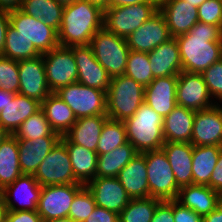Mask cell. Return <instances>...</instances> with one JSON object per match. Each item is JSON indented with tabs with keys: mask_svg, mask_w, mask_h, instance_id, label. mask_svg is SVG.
I'll use <instances>...</instances> for the list:
<instances>
[{
	"mask_svg": "<svg viewBox=\"0 0 222 222\" xmlns=\"http://www.w3.org/2000/svg\"><path fill=\"white\" fill-rule=\"evenodd\" d=\"M145 87L126 75L114 76L106 92L107 116L124 121L144 103Z\"/></svg>",
	"mask_w": 222,
	"mask_h": 222,
	"instance_id": "277c9868",
	"label": "cell"
},
{
	"mask_svg": "<svg viewBox=\"0 0 222 222\" xmlns=\"http://www.w3.org/2000/svg\"><path fill=\"white\" fill-rule=\"evenodd\" d=\"M18 61L0 55V89L18 94Z\"/></svg>",
	"mask_w": 222,
	"mask_h": 222,
	"instance_id": "b9f144b4",
	"label": "cell"
},
{
	"mask_svg": "<svg viewBox=\"0 0 222 222\" xmlns=\"http://www.w3.org/2000/svg\"><path fill=\"white\" fill-rule=\"evenodd\" d=\"M108 118L107 115L78 118L65 136L72 143L96 152L102 127Z\"/></svg>",
	"mask_w": 222,
	"mask_h": 222,
	"instance_id": "f546056e",
	"label": "cell"
},
{
	"mask_svg": "<svg viewBox=\"0 0 222 222\" xmlns=\"http://www.w3.org/2000/svg\"><path fill=\"white\" fill-rule=\"evenodd\" d=\"M177 75L157 77L145 87L144 102L163 118L176 106Z\"/></svg>",
	"mask_w": 222,
	"mask_h": 222,
	"instance_id": "44dd1931",
	"label": "cell"
},
{
	"mask_svg": "<svg viewBox=\"0 0 222 222\" xmlns=\"http://www.w3.org/2000/svg\"><path fill=\"white\" fill-rule=\"evenodd\" d=\"M184 1L198 8L205 0H184Z\"/></svg>",
	"mask_w": 222,
	"mask_h": 222,
	"instance_id": "94428289",
	"label": "cell"
},
{
	"mask_svg": "<svg viewBox=\"0 0 222 222\" xmlns=\"http://www.w3.org/2000/svg\"><path fill=\"white\" fill-rule=\"evenodd\" d=\"M193 148L188 142H165L162 146L179 188L193 184Z\"/></svg>",
	"mask_w": 222,
	"mask_h": 222,
	"instance_id": "cb8c5ba5",
	"label": "cell"
},
{
	"mask_svg": "<svg viewBox=\"0 0 222 222\" xmlns=\"http://www.w3.org/2000/svg\"><path fill=\"white\" fill-rule=\"evenodd\" d=\"M86 187L94 196L98 207L120 213L130 202L131 198L122 187L117 177H95Z\"/></svg>",
	"mask_w": 222,
	"mask_h": 222,
	"instance_id": "d6986e66",
	"label": "cell"
},
{
	"mask_svg": "<svg viewBox=\"0 0 222 222\" xmlns=\"http://www.w3.org/2000/svg\"><path fill=\"white\" fill-rule=\"evenodd\" d=\"M104 27V10L85 0L64 6L58 42L60 46L89 45L95 33Z\"/></svg>",
	"mask_w": 222,
	"mask_h": 222,
	"instance_id": "7a4b0ae2",
	"label": "cell"
},
{
	"mask_svg": "<svg viewBox=\"0 0 222 222\" xmlns=\"http://www.w3.org/2000/svg\"><path fill=\"white\" fill-rule=\"evenodd\" d=\"M21 175L18 141L14 135H9L0 144V191Z\"/></svg>",
	"mask_w": 222,
	"mask_h": 222,
	"instance_id": "1f68e13d",
	"label": "cell"
},
{
	"mask_svg": "<svg viewBox=\"0 0 222 222\" xmlns=\"http://www.w3.org/2000/svg\"><path fill=\"white\" fill-rule=\"evenodd\" d=\"M78 67L77 82L107 92L111 77L100 65L90 45L71 46Z\"/></svg>",
	"mask_w": 222,
	"mask_h": 222,
	"instance_id": "ac0fdd59",
	"label": "cell"
},
{
	"mask_svg": "<svg viewBox=\"0 0 222 222\" xmlns=\"http://www.w3.org/2000/svg\"><path fill=\"white\" fill-rule=\"evenodd\" d=\"M195 111L177 105L163 119V136L165 142L191 143Z\"/></svg>",
	"mask_w": 222,
	"mask_h": 222,
	"instance_id": "83f0119b",
	"label": "cell"
},
{
	"mask_svg": "<svg viewBox=\"0 0 222 222\" xmlns=\"http://www.w3.org/2000/svg\"><path fill=\"white\" fill-rule=\"evenodd\" d=\"M41 109V103L21 94H15L13 100L0 112V125L13 135L18 127L31 115Z\"/></svg>",
	"mask_w": 222,
	"mask_h": 222,
	"instance_id": "4316f807",
	"label": "cell"
},
{
	"mask_svg": "<svg viewBox=\"0 0 222 222\" xmlns=\"http://www.w3.org/2000/svg\"><path fill=\"white\" fill-rule=\"evenodd\" d=\"M201 74L213 100L214 101L215 99L219 100V103H221L222 102V58L219 61L212 64Z\"/></svg>",
	"mask_w": 222,
	"mask_h": 222,
	"instance_id": "7bdbcfd3",
	"label": "cell"
},
{
	"mask_svg": "<svg viewBox=\"0 0 222 222\" xmlns=\"http://www.w3.org/2000/svg\"><path fill=\"white\" fill-rule=\"evenodd\" d=\"M43 222H75V221L73 219H70L69 217H65V218L52 219V220L43 221Z\"/></svg>",
	"mask_w": 222,
	"mask_h": 222,
	"instance_id": "91938a15",
	"label": "cell"
},
{
	"mask_svg": "<svg viewBox=\"0 0 222 222\" xmlns=\"http://www.w3.org/2000/svg\"><path fill=\"white\" fill-rule=\"evenodd\" d=\"M148 59L154 78L178 75L183 70L178 42L174 37L148 52Z\"/></svg>",
	"mask_w": 222,
	"mask_h": 222,
	"instance_id": "484cf974",
	"label": "cell"
},
{
	"mask_svg": "<svg viewBox=\"0 0 222 222\" xmlns=\"http://www.w3.org/2000/svg\"><path fill=\"white\" fill-rule=\"evenodd\" d=\"M89 45L94 57L110 77L124 75L130 52L126 38L103 27L95 33Z\"/></svg>",
	"mask_w": 222,
	"mask_h": 222,
	"instance_id": "5b68a950",
	"label": "cell"
},
{
	"mask_svg": "<svg viewBox=\"0 0 222 222\" xmlns=\"http://www.w3.org/2000/svg\"><path fill=\"white\" fill-rule=\"evenodd\" d=\"M17 139L36 140L44 136H60L54 132L40 109L35 114L26 119L13 134Z\"/></svg>",
	"mask_w": 222,
	"mask_h": 222,
	"instance_id": "f35d334b",
	"label": "cell"
},
{
	"mask_svg": "<svg viewBox=\"0 0 222 222\" xmlns=\"http://www.w3.org/2000/svg\"><path fill=\"white\" fill-rule=\"evenodd\" d=\"M42 55L46 81L52 93L77 82L78 67L70 47L59 45Z\"/></svg>",
	"mask_w": 222,
	"mask_h": 222,
	"instance_id": "8fae6325",
	"label": "cell"
},
{
	"mask_svg": "<svg viewBox=\"0 0 222 222\" xmlns=\"http://www.w3.org/2000/svg\"><path fill=\"white\" fill-rule=\"evenodd\" d=\"M84 222H119V214L96 206Z\"/></svg>",
	"mask_w": 222,
	"mask_h": 222,
	"instance_id": "c3c4849f",
	"label": "cell"
},
{
	"mask_svg": "<svg viewBox=\"0 0 222 222\" xmlns=\"http://www.w3.org/2000/svg\"><path fill=\"white\" fill-rule=\"evenodd\" d=\"M9 21L22 37L32 42L41 55L59 46L58 32L54 28L41 19L26 14L20 8L9 11Z\"/></svg>",
	"mask_w": 222,
	"mask_h": 222,
	"instance_id": "30bf717a",
	"label": "cell"
},
{
	"mask_svg": "<svg viewBox=\"0 0 222 222\" xmlns=\"http://www.w3.org/2000/svg\"><path fill=\"white\" fill-rule=\"evenodd\" d=\"M222 196V149L219 153L214 171L211 174L210 182L207 185Z\"/></svg>",
	"mask_w": 222,
	"mask_h": 222,
	"instance_id": "681fc988",
	"label": "cell"
},
{
	"mask_svg": "<svg viewBox=\"0 0 222 222\" xmlns=\"http://www.w3.org/2000/svg\"><path fill=\"white\" fill-rule=\"evenodd\" d=\"M6 213H7V210L0 197V222H5Z\"/></svg>",
	"mask_w": 222,
	"mask_h": 222,
	"instance_id": "6f0895ef",
	"label": "cell"
},
{
	"mask_svg": "<svg viewBox=\"0 0 222 222\" xmlns=\"http://www.w3.org/2000/svg\"><path fill=\"white\" fill-rule=\"evenodd\" d=\"M23 12L41 19L46 25L60 29L64 6L55 0H23L20 8Z\"/></svg>",
	"mask_w": 222,
	"mask_h": 222,
	"instance_id": "e575fe53",
	"label": "cell"
},
{
	"mask_svg": "<svg viewBox=\"0 0 222 222\" xmlns=\"http://www.w3.org/2000/svg\"><path fill=\"white\" fill-rule=\"evenodd\" d=\"M142 2H159V0H109V8L115 6L133 5Z\"/></svg>",
	"mask_w": 222,
	"mask_h": 222,
	"instance_id": "db71d44e",
	"label": "cell"
},
{
	"mask_svg": "<svg viewBox=\"0 0 222 222\" xmlns=\"http://www.w3.org/2000/svg\"><path fill=\"white\" fill-rule=\"evenodd\" d=\"M83 184L51 185L42 187L37 212L43 221L68 217L75 195Z\"/></svg>",
	"mask_w": 222,
	"mask_h": 222,
	"instance_id": "7c38bea8",
	"label": "cell"
},
{
	"mask_svg": "<svg viewBox=\"0 0 222 222\" xmlns=\"http://www.w3.org/2000/svg\"><path fill=\"white\" fill-rule=\"evenodd\" d=\"M60 140L68 150L75 179L86 186L96 177L97 152L72 143L65 135Z\"/></svg>",
	"mask_w": 222,
	"mask_h": 222,
	"instance_id": "f1b7e54d",
	"label": "cell"
},
{
	"mask_svg": "<svg viewBox=\"0 0 222 222\" xmlns=\"http://www.w3.org/2000/svg\"><path fill=\"white\" fill-rule=\"evenodd\" d=\"M41 190L33 175L22 174L0 191V197L7 211H37Z\"/></svg>",
	"mask_w": 222,
	"mask_h": 222,
	"instance_id": "4fadbf2b",
	"label": "cell"
},
{
	"mask_svg": "<svg viewBox=\"0 0 222 222\" xmlns=\"http://www.w3.org/2000/svg\"><path fill=\"white\" fill-rule=\"evenodd\" d=\"M212 99L201 73L182 70L177 75V105L199 111L216 105Z\"/></svg>",
	"mask_w": 222,
	"mask_h": 222,
	"instance_id": "5bb4252c",
	"label": "cell"
},
{
	"mask_svg": "<svg viewBox=\"0 0 222 222\" xmlns=\"http://www.w3.org/2000/svg\"><path fill=\"white\" fill-rule=\"evenodd\" d=\"M124 75L147 87L154 80L148 53L130 50Z\"/></svg>",
	"mask_w": 222,
	"mask_h": 222,
	"instance_id": "ab89813d",
	"label": "cell"
},
{
	"mask_svg": "<svg viewBox=\"0 0 222 222\" xmlns=\"http://www.w3.org/2000/svg\"><path fill=\"white\" fill-rule=\"evenodd\" d=\"M158 10L159 2H142L106 8L104 27L117 36L127 38Z\"/></svg>",
	"mask_w": 222,
	"mask_h": 222,
	"instance_id": "8992f818",
	"label": "cell"
},
{
	"mask_svg": "<svg viewBox=\"0 0 222 222\" xmlns=\"http://www.w3.org/2000/svg\"><path fill=\"white\" fill-rule=\"evenodd\" d=\"M9 25V11L0 9V54L5 46L6 31Z\"/></svg>",
	"mask_w": 222,
	"mask_h": 222,
	"instance_id": "f907efd6",
	"label": "cell"
},
{
	"mask_svg": "<svg viewBox=\"0 0 222 222\" xmlns=\"http://www.w3.org/2000/svg\"><path fill=\"white\" fill-rule=\"evenodd\" d=\"M222 146H194L192 153L193 184L208 185Z\"/></svg>",
	"mask_w": 222,
	"mask_h": 222,
	"instance_id": "d6a6232c",
	"label": "cell"
},
{
	"mask_svg": "<svg viewBox=\"0 0 222 222\" xmlns=\"http://www.w3.org/2000/svg\"><path fill=\"white\" fill-rule=\"evenodd\" d=\"M0 55L20 61L35 58L41 54L36 50L32 42L22 37L17 30L9 25L6 31L5 46Z\"/></svg>",
	"mask_w": 222,
	"mask_h": 222,
	"instance_id": "d590c367",
	"label": "cell"
},
{
	"mask_svg": "<svg viewBox=\"0 0 222 222\" xmlns=\"http://www.w3.org/2000/svg\"><path fill=\"white\" fill-rule=\"evenodd\" d=\"M146 160L149 197L161 201L176 200L179 187L164 150H152L143 153Z\"/></svg>",
	"mask_w": 222,
	"mask_h": 222,
	"instance_id": "52a82bcc",
	"label": "cell"
},
{
	"mask_svg": "<svg viewBox=\"0 0 222 222\" xmlns=\"http://www.w3.org/2000/svg\"><path fill=\"white\" fill-rule=\"evenodd\" d=\"M159 11L174 38L188 33L198 22V8L184 0H159Z\"/></svg>",
	"mask_w": 222,
	"mask_h": 222,
	"instance_id": "ffe728a7",
	"label": "cell"
},
{
	"mask_svg": "<svg viewBox=\"0 0 222 222\" xmlns=\"http://www.w3.org/2000/svg\"><path fill=\"white\" fill-rule=\"evenodd\" d=\"M160 201L152 197L131 199L119 213V222H151Z\"/></svg>",
	"mask_w": 222,
	"mask_h": 222,
	"instance_id": "74e56055",
	"label": "cell"
},
{
	"mask_svg": "<svg viewBox=\"0 0 222 222\" xmlns=\"http://www.w3.org/2000/svg\"><path fill=\"white\" fill-rule=\"evenodd\" d=\"M41 110L51 129L60 136H64L77 120L72 109L56 93H51L41 103Z\"/></svg>",
	"mask_w": 222,
	"mask_h": 222,
	"instance_id": "4dcf8cb0",
	"label": "cell"
},
{
	"mask_svg": "<svg viewBox=\"0 0 222 222\" xmlns=\"http://www.w3.org/2000/svg\"><path fill=\"white\" fill-rule=\"evenodd\" d=\"M14 97L15 93L0 89V112L5 109V106L8 104L9 100H13Z\"/></svg>",
	"mask_w": 222,
	"mask_h": 222,
	"instance_id": "11a10c76",
	"label": "cell"
},
{
	"mask_svg": "<svg viewBox=\"0 0 222 222\" xmlns=\"http://www.w3.org/2000/svg\"><path fill=\"white\" fill-rule=\"evenodd\" d=\"M126 142L128 140L124 122L108 118L101 130L97 155L109 153Z\"/></svg>",
	"mask_w": 222,
	"mask_h": 222,
	"instance_id": "8d00e7d4",
	"label": "cell"
},
{
	"mask_svg": "<svg viewBox=\"0 0 222 222\" xmlns=\"http://www.w3.org/2000/svg\"><path fill=\"white\" fill-rule=\"evenodd\" d=\"M23 0H0V9L12 11L21 8Z\"/></svg>",
	"mask_w": 222,
	"mask_h": 222,
	"instance_id": "f5cc1de1",
	"label": "cell"
},
{
	"mask_svg": "<svg viewBox=\"0 0 222 222\" xmlns=\"http://www.w3.org/2000/svg\"><path fill=\"white\" fill-rule=\"evenodd\" d=\"M198 21L222 29V0H205L198 7Z\"/></svg>",
	"mask_w": 222,
	"mask_h": 222,
	"instance_id": "ee69618b",
	"label": "cell"
},
{
	"mask_svg": "<svg viewBox=\"0 0 222 222\" xmlns=\"http://www.w3.org/2000/svg\"><path fill=\"white\" fill-rule=\"evenodd\" d=\"M18 94L42 103L52 92L46 81L43 55L18 61Z\"/></svg>",
	"mask_w": 222,
	"mask_h": 222,
	"instance_id": "9a60e30c",
	"label": "cell"
},
{
	"mask_svg": "<svg viewBox=\"0 0 222 222\" xmlns=\"http://www.w3.org/2000/svg\"><path fill=\"white\" fill-rule=\"evenodd\" d=\"M146 160L143 153H137L121 169L117 179L131 199L149 197Z\"/></svg>",
	"mask_w": 222,
	"mask_h": 222,
	"instance_id": "603a6c76",
	"label": "cell"
},
{
	"mask_svg": "<svg viewBox=\"0 0 222 222\" xmlns=\"http://www.w3.org/2000/svg\"><path fill=\"white\" fill-rule=\"evenodd\" d=\"M151 222H174L173 200L160 201Z\"/></svg>",
	"mask_w": 222,
	"mask_h": 222,
	"instance_id": "bcb514c9",
	"label": "cell"
},
{
	"mask_svg": "<svg viewBox=\"0 0 222 222\" xmlns=\"http://www.w3.org/2000/svg\"><path fill=\"white\" fill-rule=\"evenodd\" d=\"M85 1L100 6L103 10L109 8V0H85Z\"/></svg>",
	"mask_w": 222,
	"mask_h": 222,
	"instance_id": "9f6ffc18",
	"label": "cell"
},
{
	"mask_svg": "<svg viewBox=\"0 0 222 222\" xmlns=\"http://www.w3.org/2000/svg\"><path fill=\"white\" fill-rule=\"evenodd\" d=\"M136 154L135 148L128 141L109 153L98 155L96 177H117Z\"/></svg>",
	"mask_w": 222,
	"mask_h": 222,
	"instance_id": "836d02e7",
	"label": "cell"
},
{
	"mask_svg": "<svg viewBox=\"0 0 222 222\" xmlns=\"http://www.w3.org/2000/svg\"><path fill=\"white\" fill-rule=\"evenodd\" d=\"M173 38L170 34L164 15L158 10L127 38L130 50L151 52L156 47Z\"/></svg>",
	"mask_w": 222,
	"mask_h": 222,
	"instance_id": "2e32d148",
	"label": "cell"
},
{
	"mask_svg": "<svg viewBox=\"0 0 222 222\" xmlns=\"http://www.w3.org/2000/svg\"><path fill=\"white\" fill-rule=\"evenodd\" d=\"M203 222H222V201L214 211L203 217Z\"/></svg>",
	"mask_w": 222,
	"mask_h": 222,
	"instance_id": "816d5d0a",
	"label": "cell"
},
{
	"mask_svg": "<svg viewBox=\"0 0 222 222\" xmlns=\"http://www.w3.org/2000/svg\"><path fill=\"white\" fill-rule=\"evenodd\" d=\"M174 222H203V216L173 200Z\"/></svg>",
	"mask_w": 222,
	"mask_h": 222,
	"instance_id": "f6af8a7d",
	"label": "cell"
},
{
	"mask_svg": "<svg viewBox=\"0 0 222 222\" xmlns=\"http://www.w3.org/2000/svg\"><path fill=\"white\" fill-rule=\"evenodd\" d=\"M73 111L76 118L107 115L106 92L82 85L69 84L55 92Z\"/></svg>",
	"mask_w": 222,
	"mask_h": 222,
	"instance_id": "ba28073f",
	"label": "cell"
},
{
	"mask_svg": "<svg viewBox=\"0 0 222 222\" xmlns=\"http://www.w3.org/2000/svg\"><path fill=\"white\" fill-rule=\"evenodd\" d=\"M60 139L61 136H44L36 140L17 139L22 174L34 175L40 163Z\"/></svg>",
	"mask_w": 222,
	"mask_h": 222,
	"instance_id": "7402d4cb",
	"label": "cell"
},
{
	"mask_svg": "<svg viewBox=\"0 0 222 222\" xmlns=\"http://www.w3.org/2000/svg\"><path fill=\"white\" fill-rule=\"evenodd\" d=\"M163 119L144 102L133 116L123 121L126 127L127 140L137 153L162 148L165 143Z\"/></svg>",
	"mask_w": 222,
	"mask_h": 222,
	"instance_id": "3957f363",
	"label": "cell"
},
{
	"mask_svg": "<svg viewBox=\"0 0 222 222\" xmlns=\"http://www.w3.org/2000/svg\"><path fill=\"white\" fill-rule=\"evenodd\" d=\"M10 134L0 125V144L9 136Z\"/></svg>",
	"mask_w": 222,
	"mask_h": 222,
	"instance_id": "680465c9",
	"label": "cell"
},
{
	"mask_svg": "<svg viewBox=\"0 0 222 222\" xmlns=\"http://www.w3.org/2000/svg\"><path fill=\"white\" fill-rule=\"evenodd\" d=\"M191 144L193 146H222V106L195 111Z\"/></svg>",
	"mask_w": 222,
	"mask_h": 222,
	"instance_id": "e0dca14e",
	"label": "cell"
},
{
	"mask_svg": "<svg viewBox=\"0 0 222 222\" xmlns=\"http://www.w3.org/2000/svg\"><path fill=\"white\" fill-rule=\"evenodd\" d=\"M183 71L202 73L222 58V29L197 22L188 32L175 37Z\"/></svg>",
	"mask_w": 222,
	"mask_h": 222,
	"instance_id": "6da1fadb",
	"label": "cell"
},
{
	"mask_svg": "<svg viewBox=\"0 0 222 222\" xmlns=\"http://www.w3.org/2000/svg\"><path fill=\"white\" fill-rule=\"evenodd\" d=\"M5 222H43L37 211H7Z\"/></svg>",
	"mask_w": 222,
	"mask_h": 222,
	"instance_id": "7dc6e473",
	"label": "cell"
},
{
	"mask_svg": "<svg viewBox=\"0 0 222 222\" xmlns=\"http://www.w3.org/2000/svg\"><path fill=\"white\" fill-rule=\"evenodd\" d=\"M33 176L42 187L81 184L75 179L68 150L61 140L40 163Z\"/></svg>",
	"mask_w": 222,
	"mask_h": 222,
	"instance_id": "9c48e42d",
	"label": "cell"
},
{
	"mask_svg": "<svg viewBox=\"0 0 222 222\" xmlns=\"http://www.w3.org/2000/svg\"><path fill=\"white\" fill-rule=\"evenodd\" d=\"M91 191L84 186L74 197L68 217L75 222H84L96 207Z\"/></svg>",
	"mask_w": 222,
	"mask_h": 222,
	"instance_id": "60d3db41",
	"label": "cell"
},
{
	"mask_svg": "<svg viewBox=\"0 0 222 222\" xmlns=\"http://www.w3.org/2000/svg\"><path fill=\"white\" fill-rule=\"evenodd\" d=\"M58 3H61L63 6L72 4L75 0H55Z\"/></svg>",
	"mask_w": 222,
	"mask_h": 222,
	"instance_id": "6125c7cd",
	"label": "cell"
},
{
	"mask_svg": "<svg viewBox=\"0 0 222 222\" xmlns=\"http://www.w3.org/2000/svg\"><path fill=\"white\" fill-rule=\"evenodd\" d=\"M176 201L204 217L216 209L222 196L207 185L191 184L179 189Z\"/></svg>",
	"mask_w": 222,
	"mask_h": 222,
	"instance_id": "d4e9b609",
	"label": "cell"
}]
</instances>
